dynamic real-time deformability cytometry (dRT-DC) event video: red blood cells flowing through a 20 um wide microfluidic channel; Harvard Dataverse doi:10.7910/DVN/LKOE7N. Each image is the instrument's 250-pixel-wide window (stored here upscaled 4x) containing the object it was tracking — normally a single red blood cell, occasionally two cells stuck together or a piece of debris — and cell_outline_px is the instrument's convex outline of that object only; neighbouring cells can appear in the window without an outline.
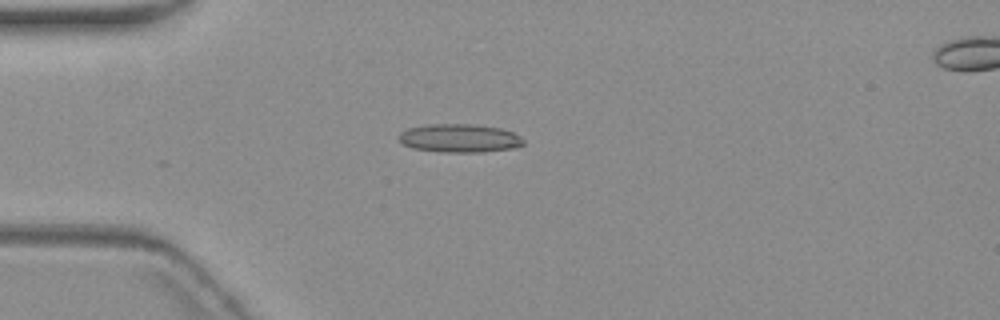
{"species": "common noctule bat (a hibernating species)", "species_latin": "Nyctalus noctula", "temperature_condition": "warm", "stored_images_in_passage": 6, "camera_frame_rate_fps": 3000, "um_per_image_px": 0.085, "animal": {"sex": "female", "body_mass_g": 19.3, "forearm_length_mm": 54.1}, "frame": {"image": 1, "passage_image": 5, "time_ms": 4.667, "image_size_px": [1000, 320], "cell_outline_px": [[524, 144], [512, 148], [484, 152], [440, 152], [412, 148], [404, 144], [396, 136], [400, 132], [408, 128], [428, 124], [472, 124], [500, 128], [512, 132], [520, 136], [524, 140]], "centroid_in_image_um": [39.04, 11.75], "position_along_channel_um": 46.0, "area_um2": 20.69}}